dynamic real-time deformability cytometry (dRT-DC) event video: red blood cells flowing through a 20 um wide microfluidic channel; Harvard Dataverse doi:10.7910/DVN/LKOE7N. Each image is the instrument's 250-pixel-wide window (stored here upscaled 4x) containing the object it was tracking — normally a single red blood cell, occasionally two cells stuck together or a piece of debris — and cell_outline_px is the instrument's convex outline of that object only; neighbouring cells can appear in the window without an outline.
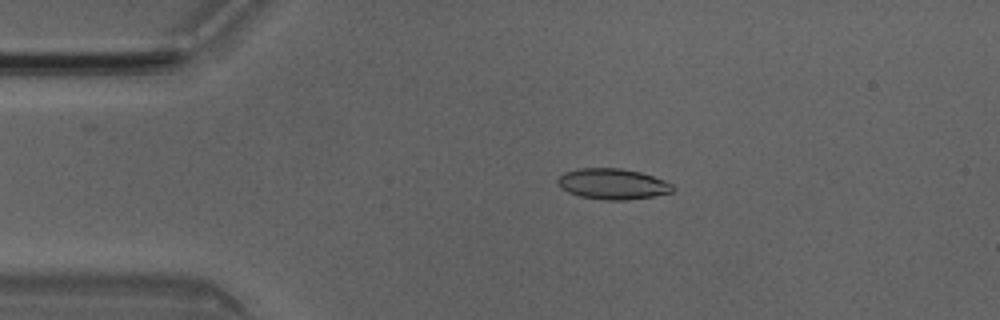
{"species": "Egyptian fruit bat (a non-hibernating species)", "species_latin": "Rousettus aegyptiacus", "temperature_condition": "room temperature", "stored_images_in_passage": 49, "camera_frame_rate_fps": 3000, "um_per_image_px": 0.085, "animal": {"sex": "male"}, "frame": {"image": 1, "passage_image": 9, "time_ms": 2.667, "image_size_px": [1000, 320], "cell_outline_px": [[676, 188], [672, 192], [652, 196], [628, 200], [604, 200], [580, 196], [568, 192], [560, 188], [556, 180], [564, 172], [580, 168], [620, 168], [640, 172], [664, 180], [672, 184]], "centroid_in_image_um": [52.07, 15.64], "position_along_channel_um": 32.9, "area_um2": 20.63}}
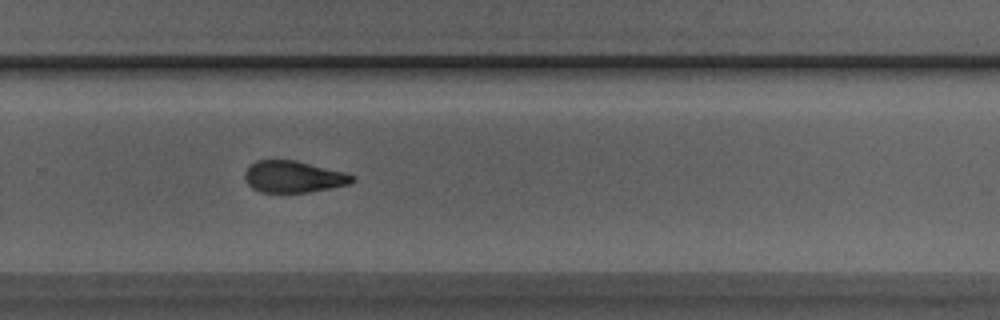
{"frame": {"image": 2, "passage_image": 32, "time_ms": 10.333, "image_size_px": [1000, 320], "cell_outline_px": [[356, 180], [348, 184], [332, 188], [308, 192], [260, 192], [252, 188], [248, 184], [244, 176], [244, 172], [256, 160], [296, 160], [348, 172], [356, 176]], "centroid_in_image_um": [25.0, 15.01], "position_along_channel_um": 304.8, "area_um2": 20.06}}
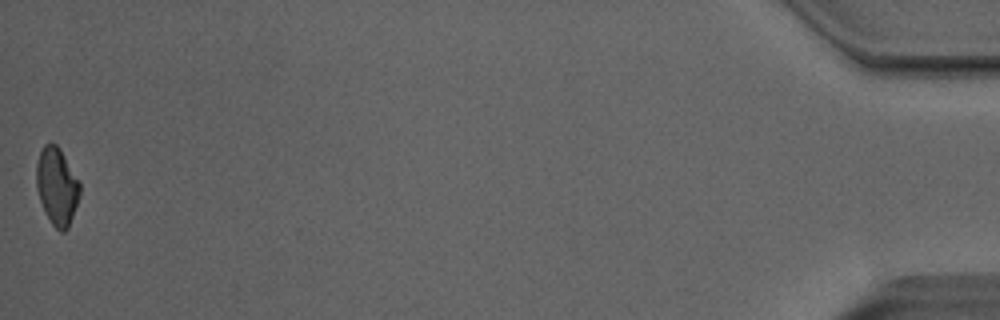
{"frame": {"image": 3, "passage_image": 49, "time_ms": 16.0, "image_size_px": [1000, 320], "cell_outline_px": [[80, 196], [68, 228], [64, 232], [60, 232], [52, 224], [40, 200], [36, 188], [36, 164], [40, 152], [44, 144], [56, 144], [60, 148], [80, 180]], "centroid_in_image_um": [4.85, 15.82], "position_along_channel_um": 430.3, "area_um2": 19.65}, "authors_computed_cell_mechanics": {"area_um2": 20.519, "velocity_mm_per_s": 4.0633, "shape_relaxation_time_tau1_ms": 6.7994, "shape_relaxation_time_tau2_ms": 2.4939, "deformation_change_tau1": 0.1576, "deformation_change_tau2": 0.097}}